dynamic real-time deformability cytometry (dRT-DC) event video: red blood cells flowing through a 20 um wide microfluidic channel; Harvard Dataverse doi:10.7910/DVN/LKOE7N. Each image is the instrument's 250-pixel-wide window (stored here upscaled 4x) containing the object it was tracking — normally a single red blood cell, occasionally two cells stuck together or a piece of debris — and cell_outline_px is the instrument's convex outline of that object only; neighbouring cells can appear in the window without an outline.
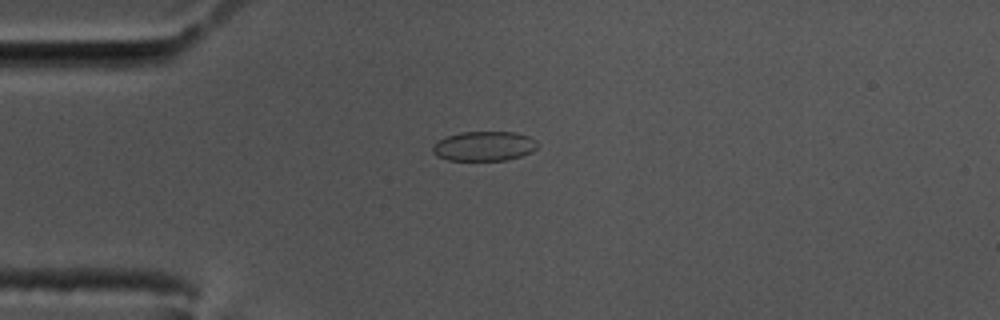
{"species": "common noctule bat (a hibernating species)", "species_latin": "Nyctalus noctula", "temperature_condition": "cold", "stored_images_in_passage": 21, "camera_frame_rate_fps": 3000, "um_per_image_px": 0.085, "animal": {"sex": "male", "body_mass_g": 17.5, "forearm_length_mm": 52.3}, "frame": {"image": 1, "passage_image": 3, "time_ms": 0.667, "image_size_px": [1000, 320], "cell_outline_px": [[536, 148], [532, 152], [508, 160], [448, 160], [436, 156], [432, 152], [432, 148], [440, 140], [448, 136], [460, 132], [516, 132], [528, 136], [536, 140]], "centroid_in_image_um": [41.16, 12.42], "position_along_channel_um": 43.8, "area_um2": 17.98}}
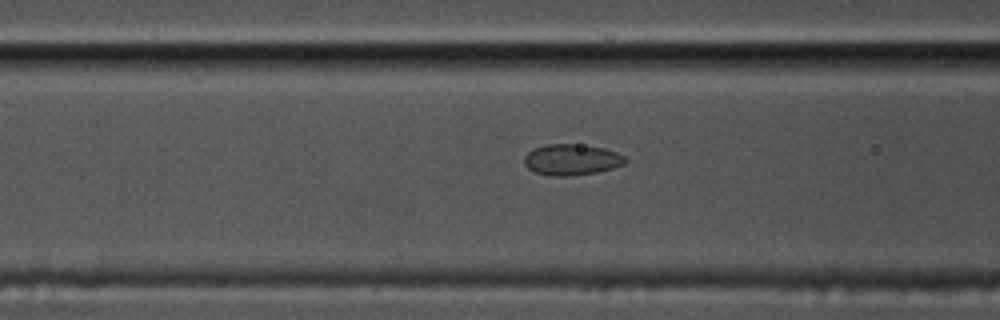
{"frame": {"image": 2, "passage_image": 11, "time_ms": 3.333, "image_size_px": [1000, 320], "cell_outline_px": [[628, 160], [624, 164], [612, 168], [596, 172], [568, 176], [548, 176], [536, 172], [528, 168], [524, 164], [524, 156], [528, 152], [536, 148], [548, 144], [572, 144], [604, 148], [616, 152], [624, 156]], "centroid_in_image_um": [48.58, 13.58], "position_along_channel_um": 118.0, "area_um2": 18.09}}
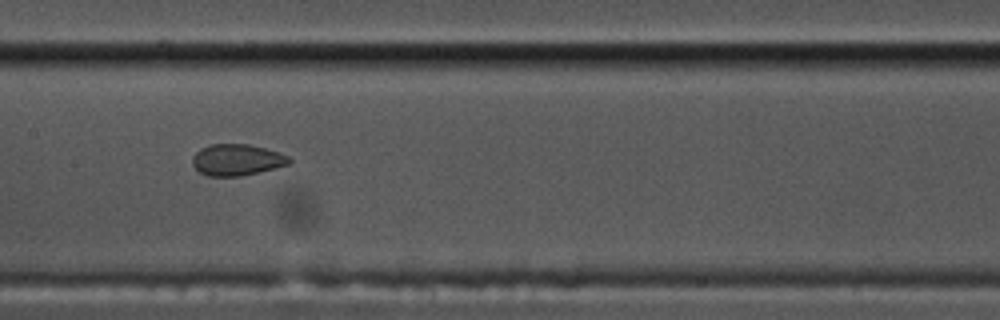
{"frame": {"image": 3, "passage_image": 17, "time_ms": 5.333, "image_size_px": [1000, 320], "cell_outline_px": [[292, 164], [276, 168], [240, 176], [208, 176], [200, 172], [192, 164], [192, 156], [200, 148], [212, 144], [248, 144], [280, 152], [288, 156], [292, 160]], "centroid_in_image_um": [20.15, 13.58], "position_along_channel_um": 187.2, "area_um2": 17.8}}